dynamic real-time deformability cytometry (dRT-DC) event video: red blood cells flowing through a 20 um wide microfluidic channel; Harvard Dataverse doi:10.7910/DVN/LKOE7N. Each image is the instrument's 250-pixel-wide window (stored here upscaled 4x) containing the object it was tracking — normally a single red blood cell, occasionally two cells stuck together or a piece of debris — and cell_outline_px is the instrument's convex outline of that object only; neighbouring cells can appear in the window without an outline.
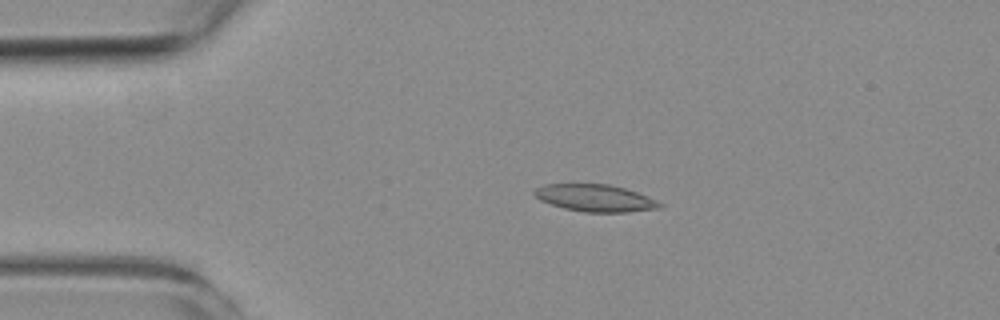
{"species": "common noctule bat (a hibernating species)", "species_latin": "Nyctalus noctula", "temperature_condition": "room temperature", "stored_images_in_passage": 3, "camera_frame_rate_fps": 3000, "um_per_image_px": 0.085, "animal": {"sex": "female", "body_mass_g": 19.3, "forearm_length_mm": 54.1}, "frame": {"image": 1, "passage_image": 2, "time_ms": 1.0, "image_size_px": [1000, 320], "cell_outline_px": [[664, 204], [660, 208], [628, 212], [584, 212], [564, 208], [540, 200], [532, 192], [536, 188], [544, 184], [608, 184], [624, 188], [648, 196]], "centroid_in_image_um": [50.6, 16.83], "position_along_channel_um": 34.4, "area_um2": 19.71}}